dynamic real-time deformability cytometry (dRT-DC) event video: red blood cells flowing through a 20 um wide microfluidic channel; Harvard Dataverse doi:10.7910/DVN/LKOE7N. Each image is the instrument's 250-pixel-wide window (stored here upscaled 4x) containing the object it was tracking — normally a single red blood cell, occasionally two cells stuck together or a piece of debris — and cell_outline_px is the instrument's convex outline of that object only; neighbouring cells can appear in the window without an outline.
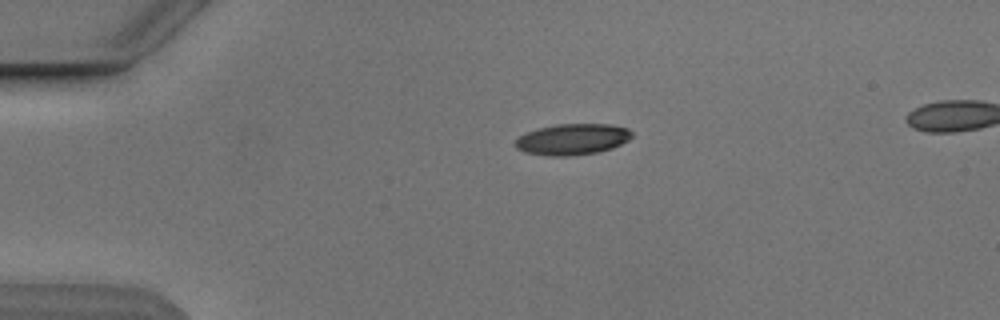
{"species": "Egyptian fruit bat (a non-hibernating species)", "species_latin": "Rousettus aegyptiacus", "temperature_condition": "cold", "stored_images_in_passage": 3, "segment_of_instrument_passage": [1, 2], "camera_frame_rate_fps": 3000, "um_per_image_px": 0.085, "animal": {"sex": "male"}, "frame": {"image": 1, "passage_image": 1, "time_ms": 0.0, "image_size_px": [1000, 320], "cell_outline_px": [[632, 136], [628, 140], [612, 148], [596, 152], [568, 156], [552, 156], [524, 152], [516, 148], [516, 140], [520, 136], [536, 128], [556, 124], [612, 124], [628, 128], [632, 132]], "centroid_in_image_um": [48.67, 11.83], "position_along_channel_um": 36.3, "area_um2": 21.04}}